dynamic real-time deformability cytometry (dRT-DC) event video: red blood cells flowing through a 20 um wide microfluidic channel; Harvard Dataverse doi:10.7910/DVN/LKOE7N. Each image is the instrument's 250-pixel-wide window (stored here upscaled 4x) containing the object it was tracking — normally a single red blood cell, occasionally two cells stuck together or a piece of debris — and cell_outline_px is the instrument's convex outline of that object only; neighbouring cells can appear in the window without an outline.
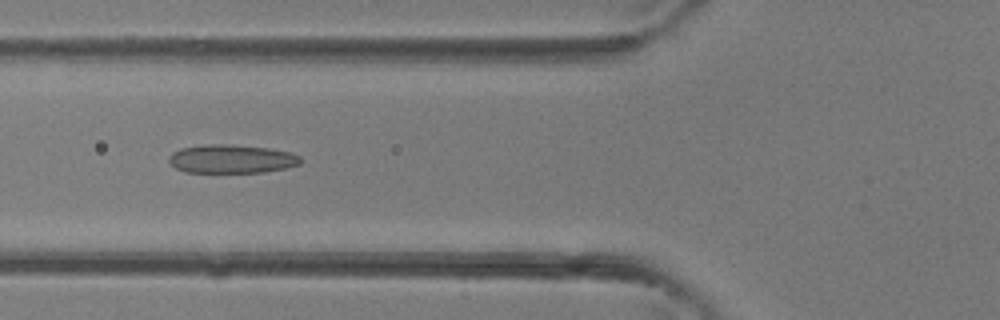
{"species": "common noctule bat (a hibernating species)", "species_latin": "Nyctalus noctula", "temperature_condition": "room temperature", "stored_images_in_passage": 5, "camera_frame_rate_fps": 3000, "um_per_image_px": 0.085, "animal": {"sex": "female"}, "frame": {"image": 1, "passage_image": 5, "time_ms": 1.333, "image_size_px": [1000, 320], "cell_outline_px": [[300, 164], [284, 168], [264, 172], [184, 172], [176, 168], [168, 160], [168, 156], [172, 152], [180, 148], [204, 144], [232, 144], [268, 148], [292, 152], [300, 156]], "centroid_in_image_um": [19.66, 13.49], "position_along_channel_um": 106.1, "area_um2": 22.02}}